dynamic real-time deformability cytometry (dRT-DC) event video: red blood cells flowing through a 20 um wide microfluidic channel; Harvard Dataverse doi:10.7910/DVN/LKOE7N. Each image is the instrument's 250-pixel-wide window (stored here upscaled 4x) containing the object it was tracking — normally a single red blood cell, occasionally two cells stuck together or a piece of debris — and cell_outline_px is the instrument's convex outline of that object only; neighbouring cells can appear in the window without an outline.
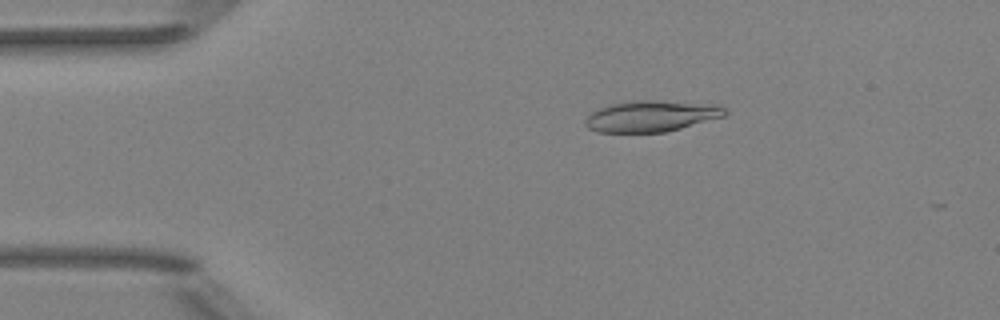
{"species": "Egyptian fruit bat (a non-hibernating species)", "species_latin": "Rousettus aegyptiacus", "temperature_condition": "room temperature", "stored_images_in_passage": 53, "camera_frame_rate_fps": 3000, "um_per_image_px": 0.085, "animal": {"sex": "female"}, "frame": {"image": 1, "passage_image": 10, "time_ms": 3.0, "image_size_px": [1000, 320], "cell_outline_px": [[728, 112], [724, 116], [680, 128], [664, 132], [596, 132], [588, 128], [584, 124], [584, 120], [592, 112], [608, 104], [636, 100], [652, 100], [720, 104], [728, 108]], "centroid_in_image_um": [55.38, 9.86], "position_along_channel_um": 29.6, "area_um2": 25.49}}
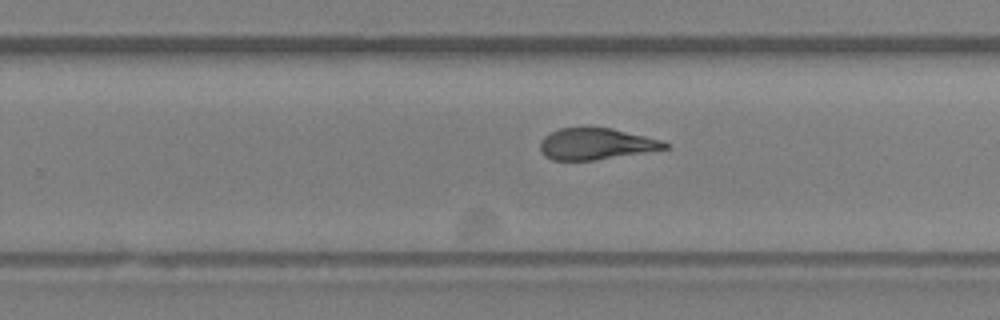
{"frame": {"image": 2, "passage_image": 33, "time_ms": 10.667, "image_size_px": [1000, 320], "cell_outline_px": [[668, 148], [644, 152], [592, 160], [552, 160], [544, 156], [540, 152], [540, 140], [548, 132], [560, 128], [612, 128], [660, 140], [668, 144]], "centroid_in_image_um": [50.57, 12.23], "position_along_channel_um": 279.2, "area_um2": 22.54}}
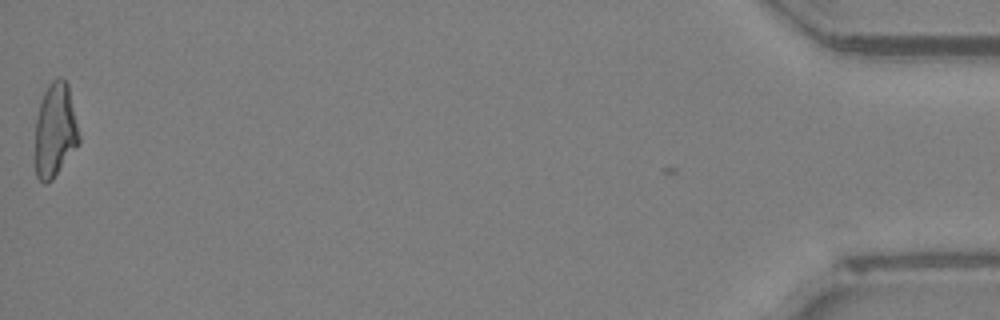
{"frame": {"image": 3, "passage_image": 52, "time_ms": 17.0, "image_size_px": [1000, 320], "cell_outline_px": [[80, 144], [52, 180], [44, 184], [36, 176], [36, 116], [44, 92], [48, 84], [52, 80], [60, 76], [68, 84], [80, 136]], "centroid_in_image_um": [4.7, 11.08], "position_along_channel_um": 430.5, "area_um2": 24.1}, "authors_computed_cell_mechanics": {"area_um2": 24.1026, "velocity_mm_per_s": 3.9767, "shape_relaxation_time_tau1_ms": null, "shape_relaxation_time_tau2_ms": 2.0232, "deformation_change_tau1": null, "deformation_change_tau2": 0.1036}}